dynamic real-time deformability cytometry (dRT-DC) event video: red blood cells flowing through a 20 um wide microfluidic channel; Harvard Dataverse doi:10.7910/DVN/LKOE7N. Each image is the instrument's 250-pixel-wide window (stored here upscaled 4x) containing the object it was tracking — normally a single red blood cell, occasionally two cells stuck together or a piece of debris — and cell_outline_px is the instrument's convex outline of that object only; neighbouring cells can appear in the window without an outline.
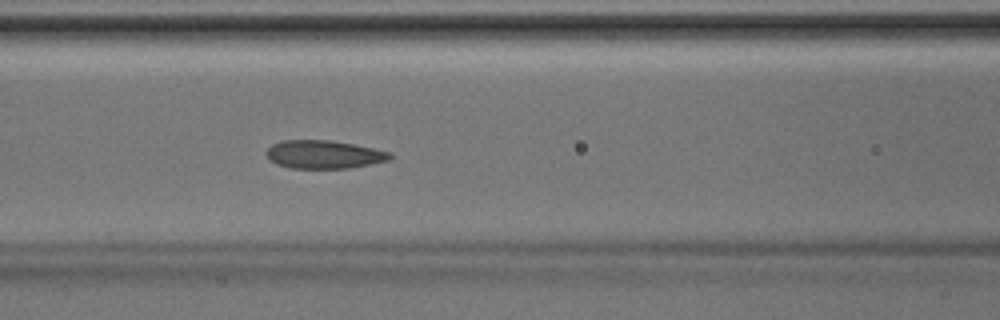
{"species": "Egyptian fruit bat (a non-hibernating species)", "species_latin": "Rousettus aegyptiacus", "temperature_condition": "room temperature", "stored_images_in_passage": 46, "camera_frame_rate_fps": 3000, "um_per_image_px": 0.085, "animal": {"sex": "male"}, "frame": {"image": 1, "passage_image": 20, "time_ms": 6.333, "image_size_px": [1000, 320], "cell_outline_px": [[392, 156], [388, 160], [348, 168], [292, 168], [276, 164], [268, 160], [264, 152], [272, 144], [280, 140], [328, 140], [352, 144], [392, 152]], "centroid_in_image_um": [27.46, 13.12], "position_along_channel_um": 139.1, "area_um2": 20.29}}
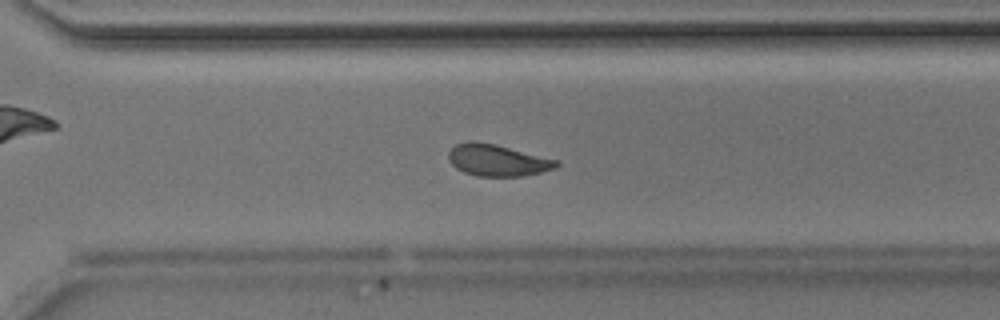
{"frame": {"image": 2, "passage_image": 33, "time_ms": 10.667, "image_size_px": [1000, 320], "cell_outline_px": [[560, 164], [556, 168], [524, 176], [476, 176], [464, 172], [456, 168], [448, 160], [448, 152], [456, 144], [468, 140], [476, 140], [496, 144], [560, 160]], "centroid_in_image_um": [42.28, 13.6], "position_along_channel_um": 328.3, "area_um2": 20.23}}